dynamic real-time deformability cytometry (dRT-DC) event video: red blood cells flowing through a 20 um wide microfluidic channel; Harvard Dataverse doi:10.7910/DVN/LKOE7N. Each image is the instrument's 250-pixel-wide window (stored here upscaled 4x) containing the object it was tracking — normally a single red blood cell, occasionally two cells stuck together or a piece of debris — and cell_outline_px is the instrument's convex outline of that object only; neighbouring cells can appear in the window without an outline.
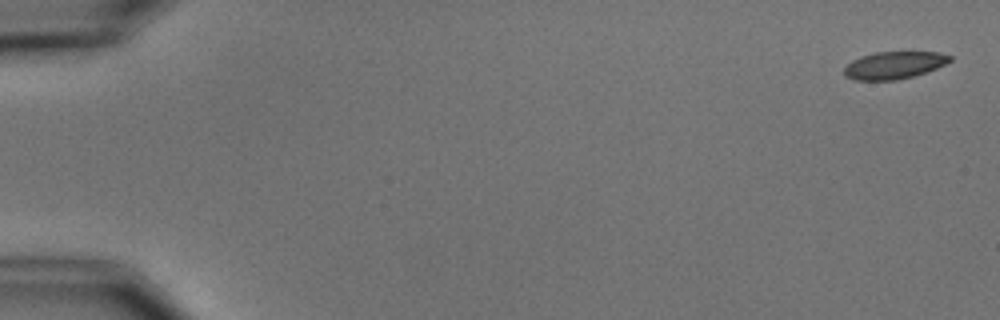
{"species": "common noctule bat (a hibernating species)", "species_latin": "Nyctalus noctula", "temperature_condition": "cold", "stored_images_in_passage": 6, "camera_frame_rate_fps": 3000, "um_per_image_px": 0.085, "animal": {"sex": "male", "body_mass_g": 15.6}, "frame": {"image": 1, "passage_image": 1, "time_ms": 0.0, "image_size_px": [1000, 320], "cell_outline_px": [[952, 60], [936, 68], [912, 76], [896, 80], [856, 80], [844, 76], [844, 68], [852, 60], [860, 56], [876, 52], [940, 52], [952, 56]], "centroid_in_image_um": [75.98, 5.53], "position_along_channel_um": 9.0, "area_um2": 16.76}}
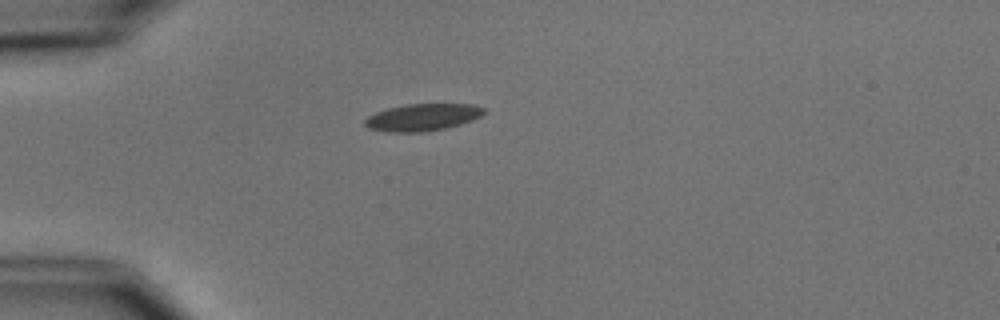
{"frame": {"image": 2, "passage_image": 5, "time_ms": 4.667, "image_size_px": [1000, 320], "cell_outline_px": [[484, 112], [480, 116], [472, 120], [460, 124], [444, 128], [424, 132], [388, 132], [368, 128], [364, 124], [364, 120], [368, 116], [376, 112], [388, 108], [408, 104], [472, 104], [484, 108]], "centroid_in_image_um": [35.88, 9.97], "position_along_channel_um": 49.1, "area_um2": 18.67}}